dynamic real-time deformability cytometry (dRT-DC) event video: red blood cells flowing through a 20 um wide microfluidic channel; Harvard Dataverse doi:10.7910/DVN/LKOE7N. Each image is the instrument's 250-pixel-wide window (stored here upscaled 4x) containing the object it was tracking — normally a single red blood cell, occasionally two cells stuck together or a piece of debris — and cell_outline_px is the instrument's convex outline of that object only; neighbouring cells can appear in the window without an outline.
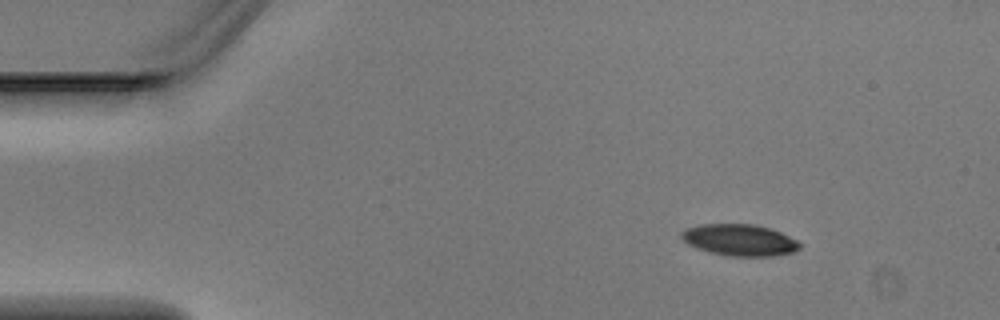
{"species": "Egyptian fruit bat (a non-hibernating species)", "species_latin": "Rousettus aegyptiacus", "temperature_condition": "warm", "stored_images_in_passage": 3, "camera_frame_rate_fps": 3000, "um_per_image_px": 0.085, "animal": {"sex": "male"}, "frame": {"image": 1, "passage_image": 1, "time_ms": 0.0, "image_size_px": [1000, 320], "cell_outline_px": [[800, 248], [792, 252], [772, 256], [732, 256], [712, 252], [696, 248], [688, 244], [680, 236], [680, 232], [684, 228], [700, 224], [756, 224], [772, 228], [796, 240], [800, 244]], "centroid_in_image_um": [62.84, 20.38], "position_along_channel_um": 22.2, "area_um2": 21.73}}